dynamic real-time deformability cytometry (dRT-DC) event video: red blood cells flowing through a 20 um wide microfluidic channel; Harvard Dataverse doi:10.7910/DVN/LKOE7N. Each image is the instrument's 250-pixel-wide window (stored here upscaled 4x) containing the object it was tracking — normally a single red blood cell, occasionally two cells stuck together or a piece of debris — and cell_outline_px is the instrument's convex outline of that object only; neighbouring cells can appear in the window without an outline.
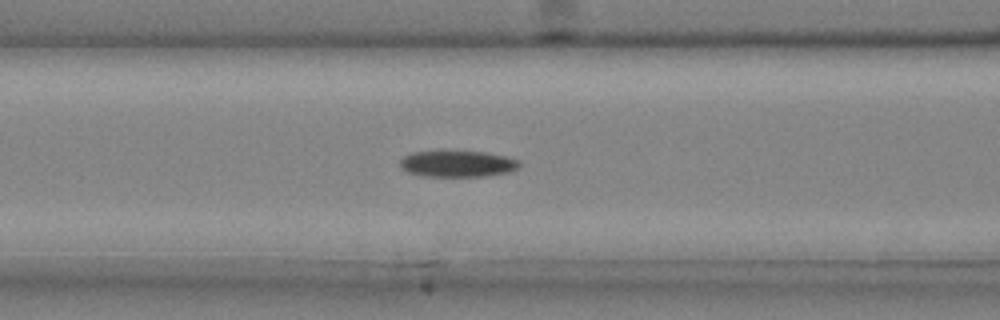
{"species": "common noctule bat (a hibernating species)", "species_latin": "Nyctalus noctula", "temperature_condition": "cold", "stored_images_in_passage": 33, "camera_frame_rate_fps": 3000, "um_per_image_px": 0.085, "animal": {"sex": "male", "body_mass_g": 20.4}, "frame": {"image": 1, "passage_image": 9, "time_ms": 2.667, "image_size_px": [1000, 320], "cell_outline_px": [[520, 164], [516, 168], [508, 172], [484, 176], [428, 176], [408, 172], [400, 168], [400, 160], [404, 156], [412, 152], [484, 152], [504, 156], [520, 160]], "centroid_in_image_um": [38.88, 13.93], "position_along_channel_um": 127.7, "area_um2": 17.92}}
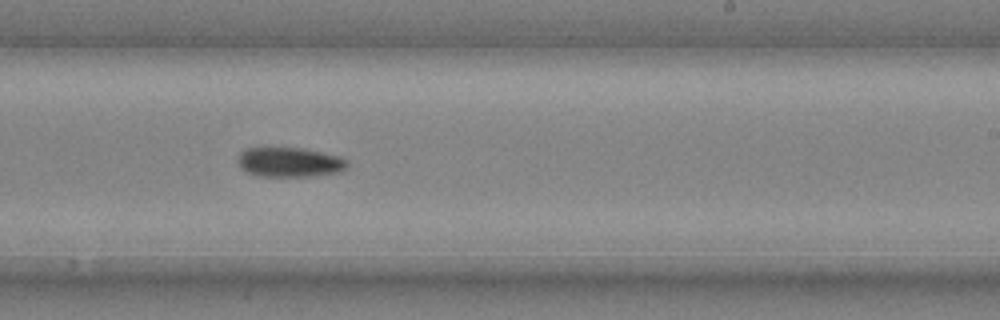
{"frame": {"image": 2, "passage_image": 18, "time_ms": 5.667, "image_size_px": [1000, 320], "cell_outline_px": [[348, 168], [340, 172], [308, 176], [260, 176], [248, 172], [240, 168], [236, 160], [240, 152], [244, 148], [304, 148], [340, 156], [348, 160]], "centroid_in_image_um": [24.62, 13.78], "position_along_channel_um": 264.4, "area_um2": 19.07}}
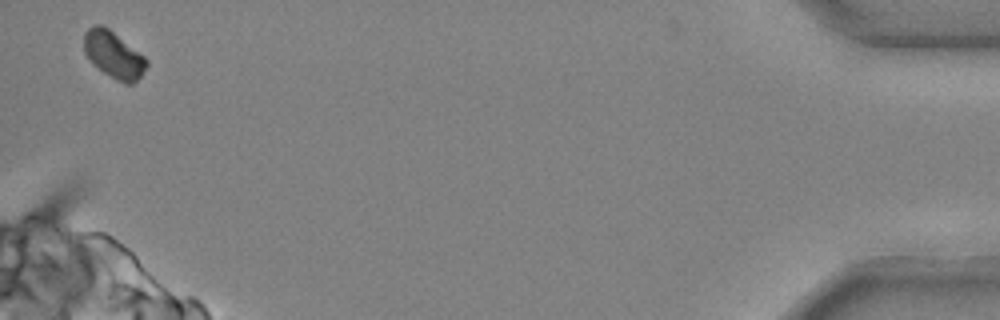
{"frame": {"image": 3, "passage_image": 33, "time_ms": 10.667, "image_size_px": [1000, 320], "cell_outline_px": [[148, 64], [140, 76], [132, 84], [124, 84], [116, 80], [104, 72], [84, 52], [84, 32], [88, 28], [96, 24], [100, 24], [108, 28], [144, 56], [148, 60]], "centroid_in_image_um": [9.67, 4.64], "position_along_channel_um": 425.5, "area_um2": 16.65}}